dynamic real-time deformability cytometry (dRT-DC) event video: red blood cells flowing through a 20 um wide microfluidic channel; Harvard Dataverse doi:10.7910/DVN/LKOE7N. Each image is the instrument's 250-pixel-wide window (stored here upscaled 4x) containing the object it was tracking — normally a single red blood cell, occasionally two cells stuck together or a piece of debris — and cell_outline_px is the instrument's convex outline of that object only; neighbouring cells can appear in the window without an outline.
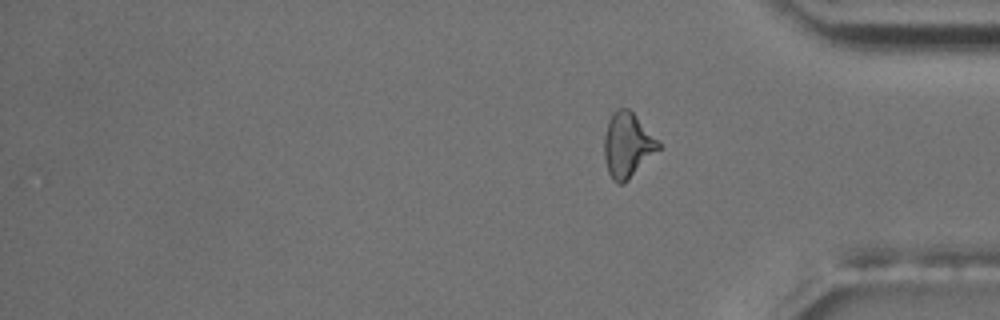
{"species": "common noctule bat (a hibernating species)", "species_latin": "Nyctalus noctula", "temperature_condition": "room temperature", "stored_images_in_passage": 16, "camera_frame_rate_fps": 3000, "um_per_image_px": 0.085, "animal": {"sex": "male", "body_mass_g": 17.5, "forearm_length_mm": 52.3}, "frame": {"image": 1, "passage_image": 16, "time_ms": 19.333, "image_size_px": [1000, 320], "cell_outline_px": [[660, 148], [624, 184], [616, 184], [612, 180], [608, 172], [604, 160], [604, 136], [608, 120], [612, 112], [616, 108], [628, 108], [636, 116], [660, 144]], "centroid_in_image_um": [53.28, 12.35], "position_along_channel_um": 381.9, "area_um2": 20.35}}